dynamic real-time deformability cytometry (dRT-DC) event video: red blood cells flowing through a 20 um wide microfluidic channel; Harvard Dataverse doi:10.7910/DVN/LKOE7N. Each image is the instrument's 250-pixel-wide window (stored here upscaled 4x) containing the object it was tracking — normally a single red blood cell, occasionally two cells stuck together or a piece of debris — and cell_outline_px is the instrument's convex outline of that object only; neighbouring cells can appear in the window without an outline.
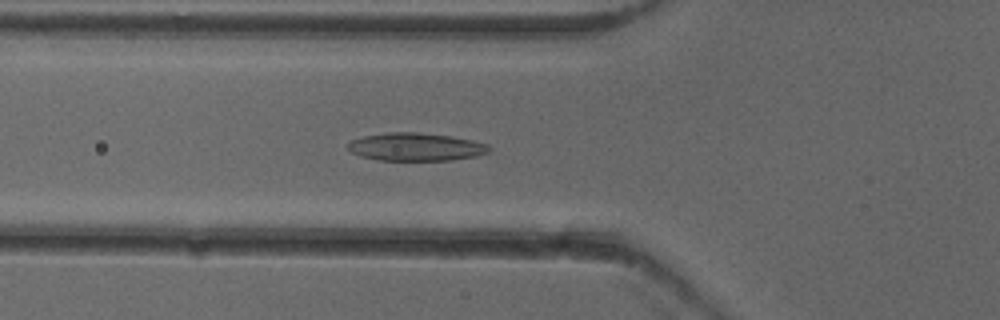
{"species": "common noctule bat (a hibernating species)", "species_latin": "Nyctalus noctula", "temperature_condition": "cold", "stored_images_in_passage": 52, "camera_frame_rate_fps": 3000, "um_per_image_px": 0.085, "animal": {"sex": "female"}, "frame": {"image": 1, "passage_image": 19, "time_ms": 6.0, "image_size_px": [1000, 320], "cell_outline_px": [[492, 148], [488, 152], [476, 156], [452, 160], [376, 160], [360, 156], [352, 152], [348, 148], [348, 144], [352, 140], [364, 136], [388, 132], [420, 132], [452, 136], [472, 140], [488, 144]], "centroid_in_image_um": [35.37, 12.48], "position_along_channel_um": 90.4, "area_um2": 23.06}}
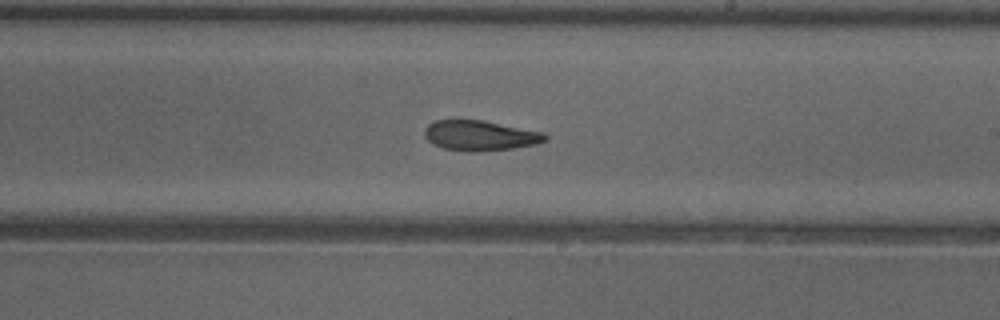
{"frame": {"image": 2, "passage_image": 31, "time_ms": 10.0, "image_size_px": [1000, 320], "cell_outline_px": [[548, 140], [536, 144], [512, 148], [476, 152], [468, 152], [444, 148], [428, 140], [424, 136], [424, 128], [428, 124], [436, 120], [484, 120], [544, 132], [548, 136]], "centroid_in_image_um": [40.83, 11.52], "position_along_channel_um": 248.2, "area_um2": 21.27}}
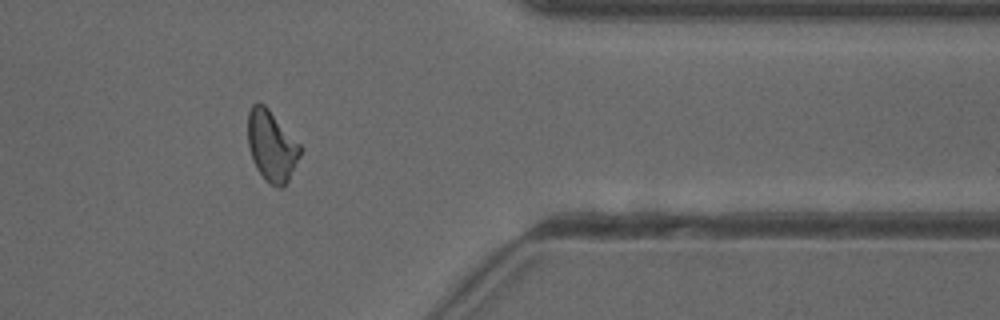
{"frame": {"image": 3, "passage_image": 43, "time_ms": 14.0, "image_size_px": [1000, 320], "cell_outline_px": [[300, 156], [284, 188], [280, 188], [272, 184], [256, 168], [252, 160], [248, 144], [248, 112], [252, 104], [264, 104], [268, 108], [300, 144]], "centroid_in_image_um": [23.08, 12.39], "position_along_channel_um": 388.3, "area_um2": 21.21}, "authors_computed_cell_mechanics": {"area_um2": 21.9929, "velocity_mm_per_s": 3.9236, "shape_relaxation_time_tau1_ms": null, "shape_relaxation_time_tau2_ms": 3.3678, "deformation_change_tau1": null, "deformation_change_tau2": 0.0981}}